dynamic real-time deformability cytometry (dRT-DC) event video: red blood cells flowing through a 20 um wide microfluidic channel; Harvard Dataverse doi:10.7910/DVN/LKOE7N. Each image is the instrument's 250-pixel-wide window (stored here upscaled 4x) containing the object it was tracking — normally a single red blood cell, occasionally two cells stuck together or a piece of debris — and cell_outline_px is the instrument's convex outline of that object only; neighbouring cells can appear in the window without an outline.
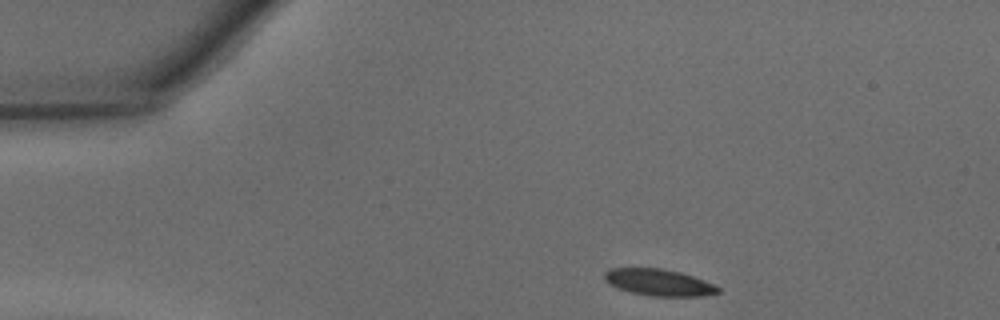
{"species": "common noctule bat (a hibernating species)", "species_latin": "Nyctalus noctula", "temperature_condition": "warm", "stored_images_in_passage": 30, "camera_frame_rate_fps": 3000, "um_per_image_px": 0.085, "animal": {"sex": "male", "body_mass_g": 15.6}, "frame": {"image": 1, "passage_image": 1, "time_ms": 0.0, "image_size_px": [1000, 320], "cell_outline_px": [[720, 292], [700, 296], [652, 296], [632, 292], [608, 284], [604, 280], [604, 272], [608, 268], [660, 268], [680, 272], [704, 280], [720, 288]], "centroid_in_image_um": [55.97, 23.99], "position_along_channel_um": 29.0, "area_um2": 17.51}}
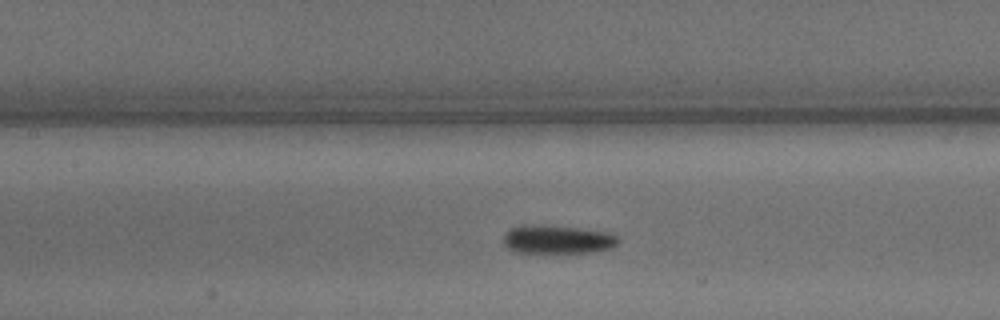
{"frame": {"image": 2, "passage_image": 14, "time_ms": 4.333, "image_size_px": [1000, 320], "cell_outline_px": [[620, 240], [612, 248], [596, 252], [516, 252], [508, 248], [504, 244], [504, 232], [520, 224], [544, 224], [608, 232], [616, 236]], "centroid_in_image_um": [47.36, 20.33], "position_along_channel_um": 160.0, "area_um2": 19.19}}
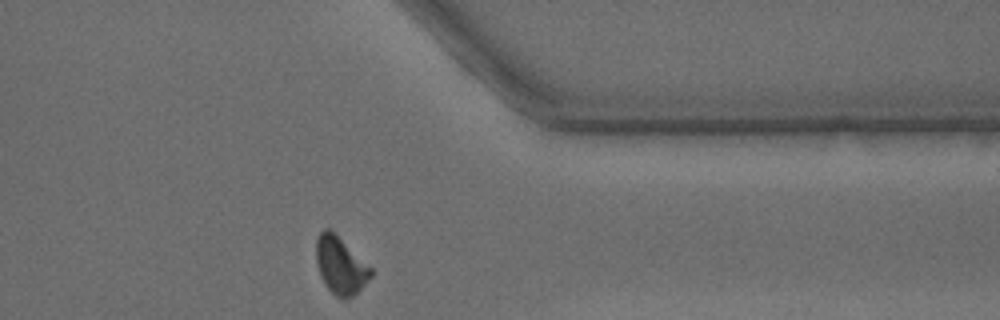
{"frame": {"image": 3, "passage_image": 30, "time_ms": 9.667, "image_size_px": [1000, 320], "cell_outline_px": [[372, 276], [352, 296], [344, 300], [336, 296], [324, 284], [320, 276], [316, 264], [316, 240], [320, 232], [324, 228], [328, 228], [372, 268]], "centroid_in_image_um": [28.91, 22.58], "position_along_channel_um": 382.5, "area_um2": 17.92}, "authors_computed_cell_mechanics": {"area_um2": 18.8717, "velocity_mm_per_s": 4.3607, "shape_relaxation_time_tau1_ms": 2.7443, "shape_relaxation_time_tau2_ms": 1.8758, "deformation_change_tau1": 0.1151, "deformation_change_tau2": 0.0784}}